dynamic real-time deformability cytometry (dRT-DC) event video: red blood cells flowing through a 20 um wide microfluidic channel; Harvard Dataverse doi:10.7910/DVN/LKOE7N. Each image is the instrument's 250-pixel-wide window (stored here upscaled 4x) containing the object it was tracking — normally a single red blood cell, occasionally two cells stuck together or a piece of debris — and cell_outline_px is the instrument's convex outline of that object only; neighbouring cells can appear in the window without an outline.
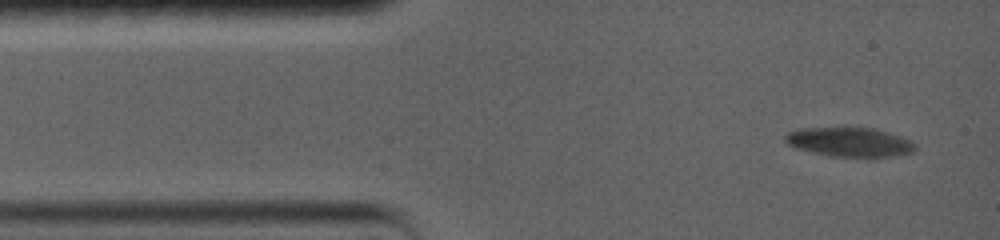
{"species": "common noctule bat (a hibernating species)", "species_latin": "Nyctalus noctula", "temperature_condition": "warm", "stored_images_in_passage": 8, "camera_frame_rate_fps": 5000, "um_per_image_px": 0.085, "animal": {"sex": "female", "body_mass_g": 19.0, "forearm_length_mm": 56.7}, "frame": {"image": 1, "passage_image": 1, "time_ms": 0.0, "image_size_px": [1000, 240], "cell_outline_px": [[916, 148], [912, 152], [892, 156], [868, 160], [828, 156], [796, 148], [788, 144], [784, 140], [784, 136], [788, 132], [800, 128], [872, 128], [900, 136], [912, 140], [916, 144]], "centroid_in_image_um": [72.24, 12.12], "position_along_channel_um": 12.8, "area_um2": 22.83}}
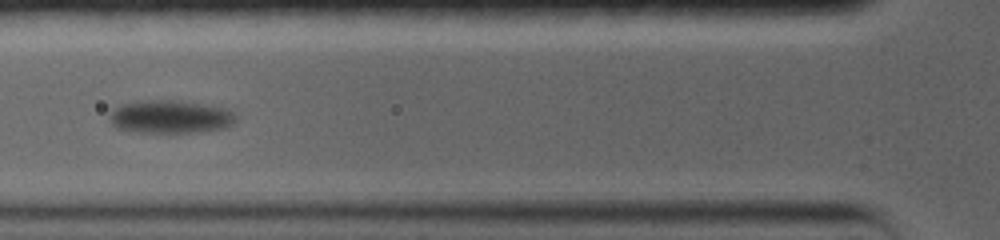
{"frame": {"image": 2, "passage_image": 6, "time_ms": 5.0, "image_size_px": [1000, 240], "cell_outline_px": [[236, 120], [232, 124], [224, 128], [192, 132], [140, 132], [116, 128], [112, 124], [112, 108], [120, 104], [140, 100], [176, 100], [204, 104], [224, 108], [232, 112], [236, 116]], "centroid_in_image_um": [14.46, 9.91], "position_along_channel_um": 111.3, "area_um2": 24.16}}
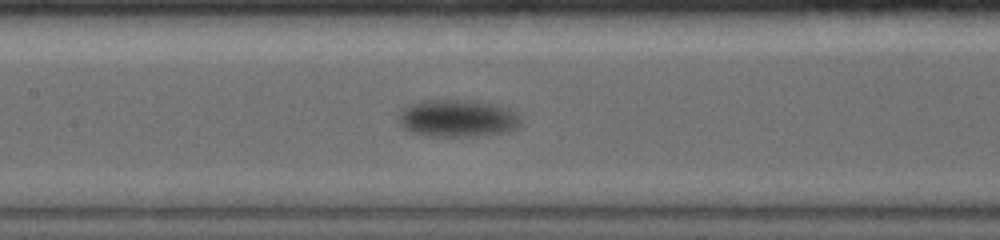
{"frame": {"image": 3, "passage_image": 8, "time_ms": 6.8, "image_size_px": [1000, 240], "cell_outline_px": [[520, 124], [516, 128], [504, 132], [476, 136], [428, 136], [408, 132], [400, 124], [400, 112], [408, 104], [424, 100], [468, 100], [500, 104], [516, 112], [520, 120]], "centroid_in_image_um": [38.89, 10.05], "position_along_channel_um": 168.5, "area_um2": 26.7}}